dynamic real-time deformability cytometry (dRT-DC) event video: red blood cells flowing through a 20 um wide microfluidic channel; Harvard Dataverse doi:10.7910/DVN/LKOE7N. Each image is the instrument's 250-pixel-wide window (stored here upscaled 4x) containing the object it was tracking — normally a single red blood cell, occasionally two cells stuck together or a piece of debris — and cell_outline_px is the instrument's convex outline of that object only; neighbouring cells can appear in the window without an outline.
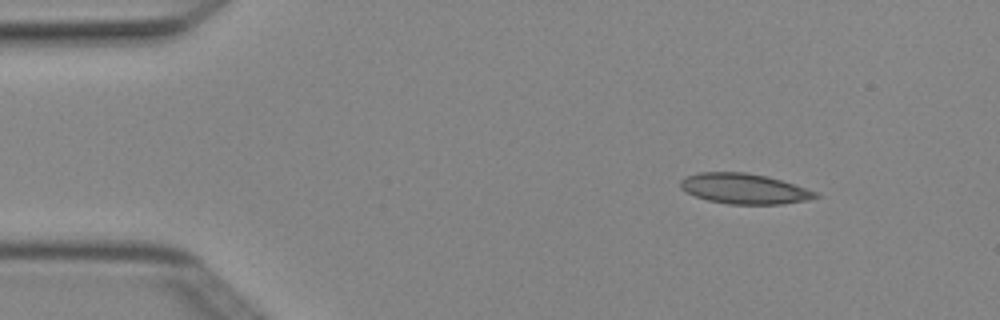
{"species": "Egyptian fruit bat (a non-hibernating species)", "species_latin": "Rousettus aegyptiacus", "temperature_condition": "cold", "stored_images_in_passage": 3, "camera_frame_rate_fps": 3000, "um_per_image_px": 0.085, "animal": {"sex": "female"}, "frame": {"image": 1, "passage_image": 1, "time_ms": 0.0, "image_size_px": [1000, 320], "cell_outline_px": [[820, 196], [808, 200], [784, 204], [728, 204], [708, 200], [696, 196], [680, 188], [680, 180], [684, 176], [700, 172], [744, 172], [768, 176], [816, 192]], "centroid_in_image_um": [63.23, 16.04], "position_along_channel_um": 21.8, "area_um2": 23.76}}